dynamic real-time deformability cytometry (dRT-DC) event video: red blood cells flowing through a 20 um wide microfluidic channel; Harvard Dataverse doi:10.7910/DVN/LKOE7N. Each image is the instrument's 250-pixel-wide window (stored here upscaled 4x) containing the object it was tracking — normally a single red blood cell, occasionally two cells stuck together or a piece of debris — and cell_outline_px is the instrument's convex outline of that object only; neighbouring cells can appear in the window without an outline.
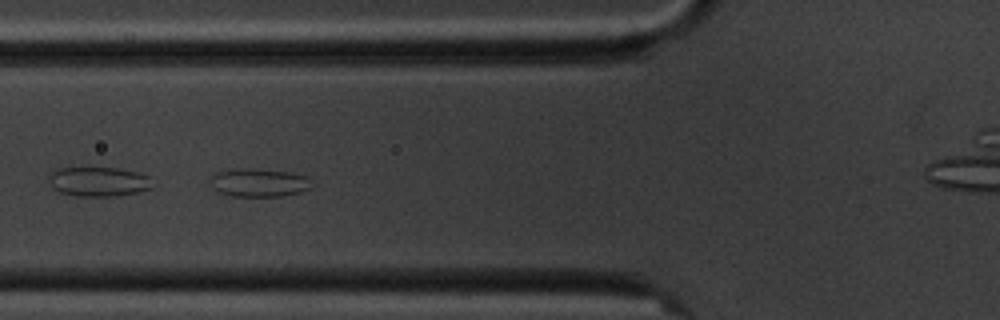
{"species": "common noctule bat (a hibernating species)", "species_latin": "Nyctalus noctula", "temperature_condition": "cold", "stored_images_in_passage": 8, "camera_frame_rate_fps": 3000, "um_per_image_px": 0.085, "animal": {"sex": "male", "body_mass_g": 20.1, "forearm_length_mm": 53.5}, "frame": {"image": 1, "passage_image": 6, "time_ms": 6.0, "image_size_px": [1000, 320], "cell_outline_px": [[312, 188], [300, 192], [280, 196], [232, 196], [220, 192], [212, 188], [212, 176], [216, 172], [236, 168], [252, 168], [288, 172], [304, 176], [312, 180]], "centroid_in_image_um": [22.02, 15.52], "position_along_channel_um": 103.8, "area_um2": 16.65}}